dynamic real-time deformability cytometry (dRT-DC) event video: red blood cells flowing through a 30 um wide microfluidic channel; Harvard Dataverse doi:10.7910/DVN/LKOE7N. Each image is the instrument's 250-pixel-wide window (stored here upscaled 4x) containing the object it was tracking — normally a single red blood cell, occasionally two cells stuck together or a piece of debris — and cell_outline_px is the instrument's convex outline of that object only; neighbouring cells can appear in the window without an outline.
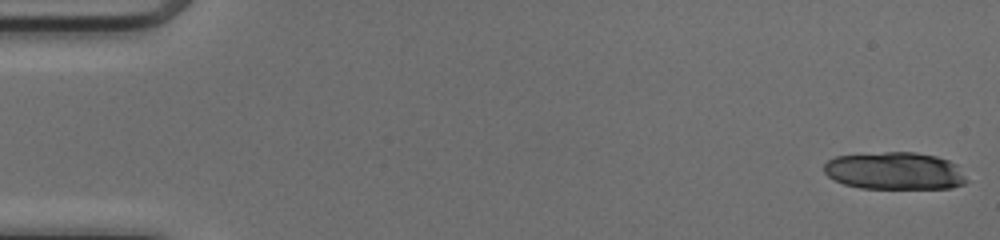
{"species": "common noctule bat (a hibernating species)", "species_latin": "Nyctalus noctula", "temperature_condition": "cold", "stored_images_in_passage": 38, "camera_frame_rate_fps": 3000, "um_per_image_px": 0.085, "animal": {"sex": "female", "body_mass_g": 17.0, "forearm_length_mm": 48.0}, "frame": {"image": 1, "passage_image": 1, "time_ms": 0.0, "image_size_px": [1000, 240], "cell_outline_px": [[968, 180], [964, 184], [952, 188], [860, 188], [844, 184], [828, 176], [824, 172], [824, 164], [828, 160], [836, 156], [884, 152], [916, 152], [936, 156], [948, 160], [956, 164]], "centroid_in_image_um": [76.06, 14.52], "position_along_channel_um": 8.9, "area_um2": 31.1}}
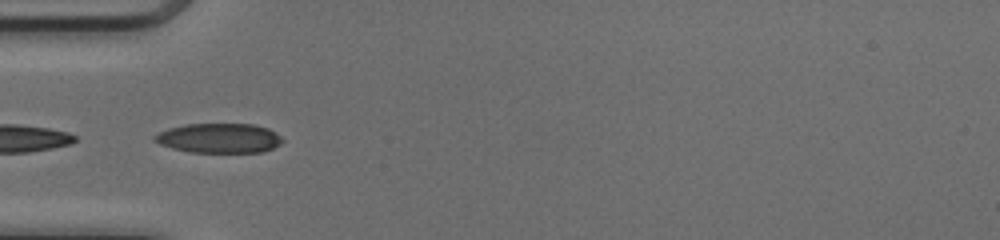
{"frame": {"image": 2, "passage_image": 17, "time_ms": 5.333, "image_size_px": [1000, 240], "cell_outline_px": [[284, 140], [280, 144], [264, 152], [188, 152], [172, 148], [160, 144], [152, 140], [152, 136], [168, 128], [184, 124], [252, 124], [268, 128], [276, 132]], "centroid_in_image_um": [18.61, 11.74], "position_along_channel_um": 66.4, "area_um2": 22.2}}
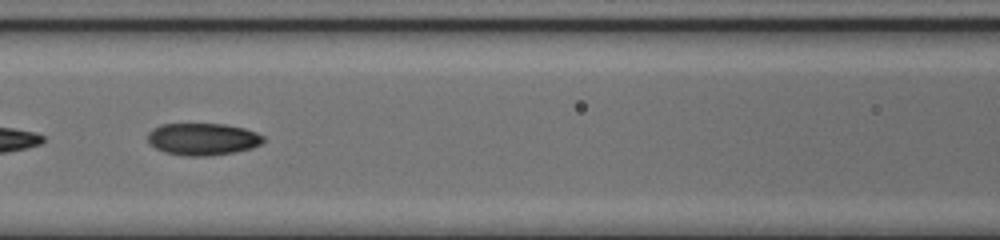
{"frame": {"image": 3, "passage_image": 23, "time_ms": 7.333, "image_size_px": [1000, 240], "cell_outline_px": [[264, 140], [260, 144], [252, 148], [236, 152], [208, 156], [184, 156], [164, 152], [148, 144], [148, 132], [152, 128], [160, 124], [224, 124], [244, 128], [256, 132], [264, 136]], "centroid_in_image_um": [17.21, 11.83], "position_along_channel_um": 149.4, "area_um2": 21.85}}